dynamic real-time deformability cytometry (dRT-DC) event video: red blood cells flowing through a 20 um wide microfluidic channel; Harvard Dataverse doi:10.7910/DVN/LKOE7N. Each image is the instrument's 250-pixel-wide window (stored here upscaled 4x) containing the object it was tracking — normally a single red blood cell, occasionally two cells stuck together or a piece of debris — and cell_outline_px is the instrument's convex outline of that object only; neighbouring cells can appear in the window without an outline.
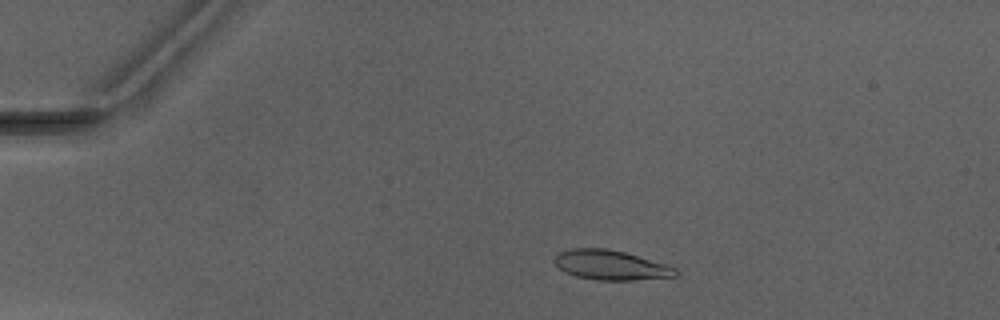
{"species": "Egyptian fruit bat (a non-hibernating species)", "species_latin": "Rousettus aegyptiacus", "temperature_condition": "warm", "stored_images_in_passage": 5, "camera_frame_rate_fps": 3000, "um_per_image_px": 0.085, "animal": {"sex": "male"}, "frame": {"image": 1, "passage_image": 3, "time_ms": 2.333, "image_size_px": [1000, 320], "cell_outline_px": [[680, 272], [676, 276], [632, 280], [596, 280], [576, 276], [560, 268], [552, 260], [556, 252], [572, 248], [604, 248], [624, 252], [664, 264], [676, 268]], "centroid_in_image_um": [51.88, 22.52], "position_along_channel_um": 33.1, "area_um2": 20.81}}
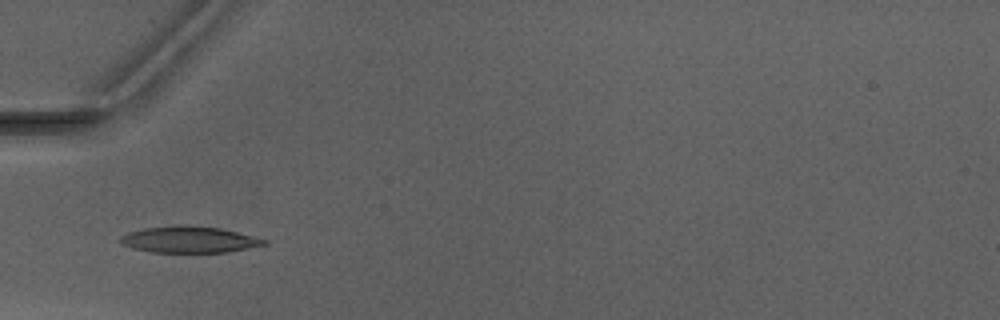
{"frame": {"image": 2, "passage_image": 5, "time_ms": 4.667, "image_size_px": [1000, 320], "cell_outline_px": [[268, 244], [228, 252], [152, 252], [132, 248], [124, 244], [120, 240], [120, 236], [128, 232], [144, 228], [184, 224], [220, 228], [268, 240]], "centroid_in_image_um": [16.09, 20.36], "position_along_channel_um": 68.9, "area_um2": 22.02}}